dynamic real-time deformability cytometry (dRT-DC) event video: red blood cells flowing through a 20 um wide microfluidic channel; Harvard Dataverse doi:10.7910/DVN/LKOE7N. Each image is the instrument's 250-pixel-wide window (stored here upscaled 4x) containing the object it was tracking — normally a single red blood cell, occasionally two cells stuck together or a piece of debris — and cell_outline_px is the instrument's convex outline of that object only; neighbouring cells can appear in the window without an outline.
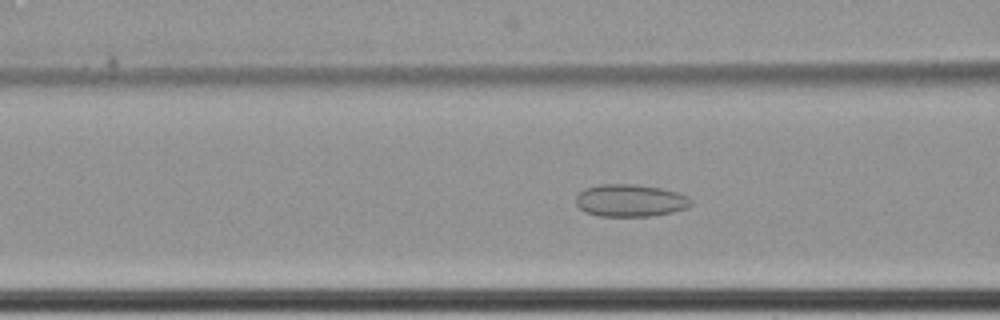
{"species": "common noctule bat (a hibernating species)", "species_latin": "Nyctalus noctula", "temperature_condition": "cold", "stored_images_in_passage": 67, "camera_frame_rate_fps": 3000, "um_per_image_px": 0.085, "animal": {"sex": "female", "body_mass_g": 22.7, "forearm_length_mm": 54.2}, "frame": {"image": 1, "passage_image": 31, "time_ms": 10.0, "image_size_px": [1000, 320], "cell_outline_px": [[692, 204], [688, 208], [672, 212], [652, 216], [600, 216], [584, 212], [576, 204], [576, 196], [584, 188], [600, 184], [636, 184], [660, 188], [676, 192], [688, 196], [692, 200]], "centroid_in_image_um": [53.57, 17.04], "position_along_channel_um": 113.0, "area_um2": 21.85}}
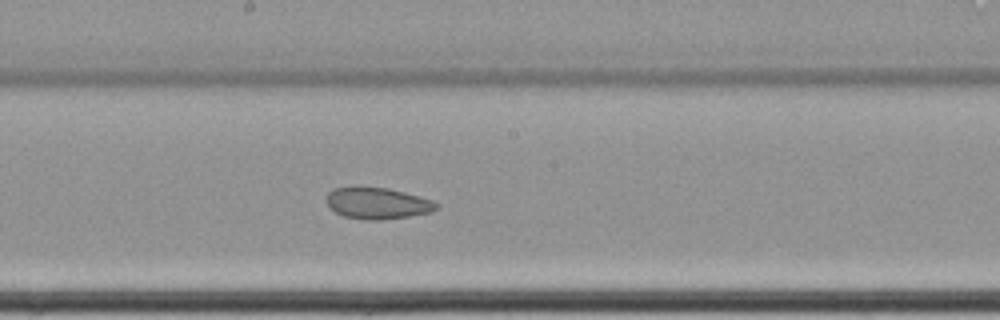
{"frame": {"image": 2, "passage_image": 40, "time_ms": 13.0, "image_size_px": [1000, 320], "cell_outline_px": [[440, 208], [428, 212], [408, 216], [380, 220], [364, 220], [344, 216], [328, 208], [328, 192], [332, 188], [352, 184], [356, 184], [388, 188], [404, 192], [432, 200], [440, 204]], "centroid_in_image_um": [32.03, 17.23], "position_along_channel_um": 216.2, "area_um2": 20.69}}
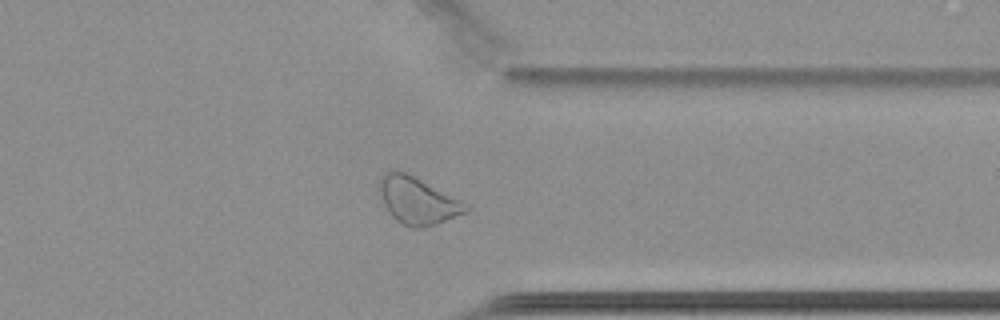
{"frame": {"image": 3, "passage_image": 54, "time_ms": 17.667, "image_size_px": [1000, 320], "cell_outline_px": [[472, 208], [468, 212], [436, 224], [420, 228], [412, 228], [396, 220], [388, 212], [384, 204], [380, 192], [380, 176], [392, 168], [396, 168], [468, 204]], "centroid_in_image_um": [35.49, 17.06], "position_along_channel_um": 375.9, "area_um2": 23.41}}